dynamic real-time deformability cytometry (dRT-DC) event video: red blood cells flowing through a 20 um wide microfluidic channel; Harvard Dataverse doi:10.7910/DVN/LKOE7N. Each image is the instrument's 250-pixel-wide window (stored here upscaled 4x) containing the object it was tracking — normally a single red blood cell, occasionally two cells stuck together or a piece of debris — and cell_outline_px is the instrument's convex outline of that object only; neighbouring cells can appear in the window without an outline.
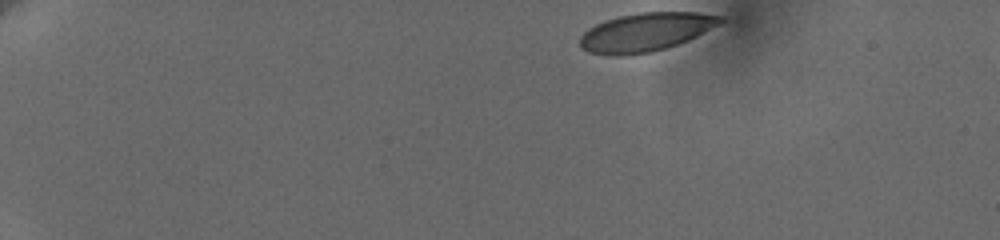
{"species": "human", "species_latin": "Homo sapiens", "temperature_condition": "cold", "stored_images_in_passage": 49, "camera_frame_rate_fps": 3000, "um_per_image_px": 0.085, "donor": {"sex": "female"}, "frame": {"image": 1, "passage_image": 1, "time_ms": 0.0, "image_size_px": [1000, 240], "cell_outline_px": [[724, 20], [696, 36], [688, 40], [664, 48], [648, 52], [608, 56], [588, 52], [580, 44], [580, 36], [588, 28], [604, 20], [616, 16], [640, 12], [700, 12], [724, 16]], "centroid_in_image_um": [54.85, 2.7], "position_along_channel_um": 30.1, "area_um2": 31.21}}
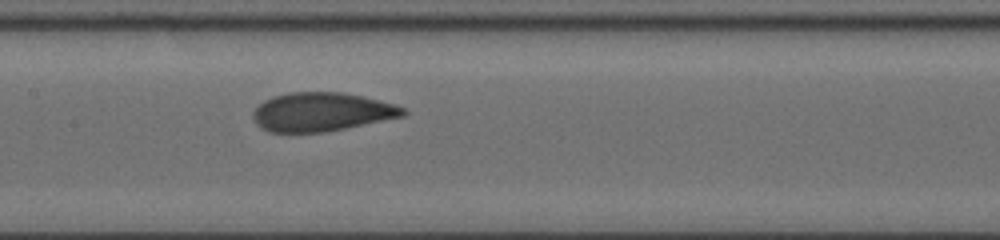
{"frame": {"image": 2, "passage_image": 23, "time_ms": 7.333, "image_size_px": [1000, 240], "cell_outline_px": [[408, 112], [404, 116], [324, 132], [268, 132], [260, 128], [256, 124], [252, 116], [252, 112], [264, 100], [288, 92], [344, 92], [364, 96], [392, 104], [404, 108]], "centroid_in_image_um": [27.31, 9.51], "position_along_channel_um": 180.1, "area_um2": 33.76}}
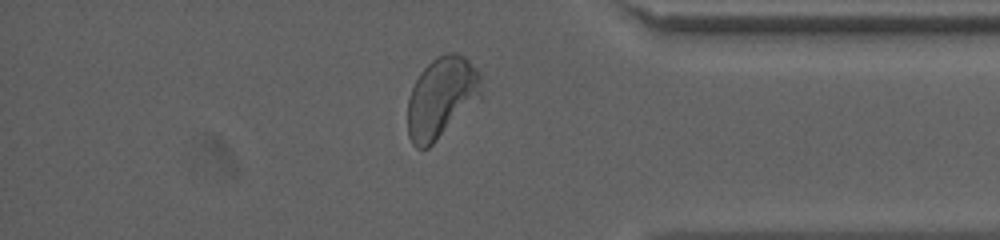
{"frame": {"image": 3, "passage_image": 42, "time_ms": 13.667, "image_size_px": [1000, 240], "cell_outline_px": [[480, 96], [428, 148], [416, 148], [412, 144], [408, 136], [408, 96], [420, 72], [436, 56], [448, 52], [456, 52], [464, 56], [480, 72]], "centroid_in_image_um": [37.48, 8.26], "position_along_channel_um": 397.7, "area_um2": 34.04}, "authors_computed_cell_mechanics": {"area_um2": 34.0442, "velocity_mm_per_s": 3.6061, "shape_relaxation_time_tau1_ms": 5.0491, "shape_relaxation_time_tau2_ms": null, "deformation_change_tau1": 0.1616, "deformation_change_tau2": null}}